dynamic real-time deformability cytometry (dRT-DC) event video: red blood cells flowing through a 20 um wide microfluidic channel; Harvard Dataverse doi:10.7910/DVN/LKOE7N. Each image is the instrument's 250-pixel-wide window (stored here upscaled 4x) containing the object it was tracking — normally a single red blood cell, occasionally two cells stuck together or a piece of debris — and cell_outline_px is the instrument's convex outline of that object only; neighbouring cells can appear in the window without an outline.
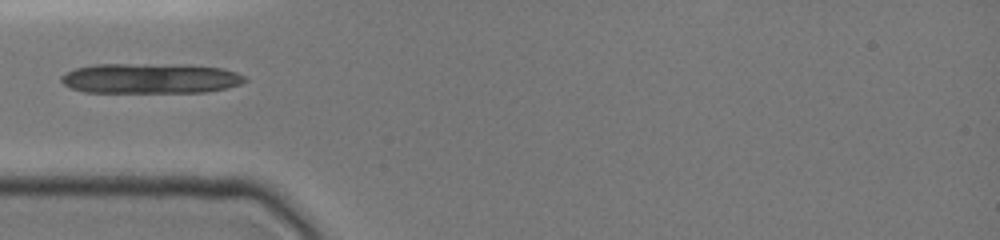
{"species": "common noctule bat (a hibernating species)", "species_latin": "Nyctalus noctula", "temperature_condition": "cold", "stored_images_in_passage": 2, "camera_frame_rate_fps": 3000, "um_per_image_px": 0.085, "animal": {"sex": "female", "body_mass_g": 19.0, "forearm_length_mm": 51.5}, "frame": {"image": 1, "passage_image": 1, "time_ms": 0.0, "image_size_px": [1000, 240], "cell_outline_px": [[248, 80], [240, 84], [228, 88], [204, 92], [84, 92], [72, 88], [64, 84], [60, 80], [60, 76], [64, 72], [76, 68], [92, 64], [188, 64], [224, 68], [236, 72], [244, 76]], "centroid_in_image_um": [12.79, 6.65], "position_along_channel_um": 72.2, "area_um2": 32.71}}